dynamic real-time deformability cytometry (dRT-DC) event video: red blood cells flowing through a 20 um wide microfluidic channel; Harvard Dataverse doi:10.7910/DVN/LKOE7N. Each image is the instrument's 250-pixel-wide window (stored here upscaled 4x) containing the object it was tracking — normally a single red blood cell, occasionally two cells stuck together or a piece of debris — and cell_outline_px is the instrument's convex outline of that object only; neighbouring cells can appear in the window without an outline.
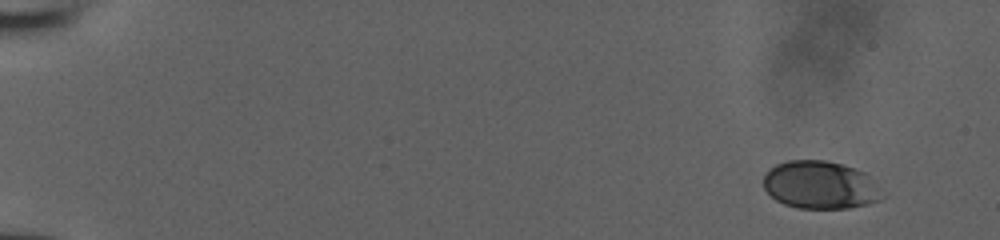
{"species": "human", "species_latin": "Homo sapiens", "temperature_condition": "room temperature", "stored_images_in_passage": 49, "camera_frame_rate_fps": 3000, "um_per_image_px": 0.085, "donor": {"sex": "male"}, "frame": {"image": 1, "passage_image": 1, "time_ms": 0.0, "image_size_px": [1000, 240], "cell_outline_px": [[884, 196], [880, 200], [868, 204], [848, 208], [796, 208], [784, 204], [776, 200], [764, 188], [764, 176], [776, 164], [788, 160], [824, 160], [840, 164], [864, 172]], "centroid_in_image_um": [69.69, 15.73], "position_along_channel_um": 15.3, "area_um2": 32.66}}
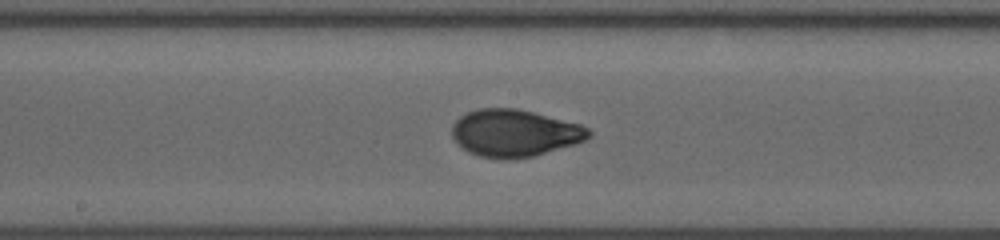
{"frame": {"image": 2, "passage_image": 27, "time_ms": 8.667, "image_size_px": [1000, 240], "cell_outline_px": [[592, 136], [576, 144], [536, 156], [504, 160], [480, 156], [468, 152], [460, 148], [456, 144], [452, 136], [452, 124], [460, 116], [468, 112], [480, 108], [516, 108], [580, 124], [588, 128], [592, 132]], "centroid_in_image_um": [43.72, 11.33], "position_along_channel_um": 204.5, "area_um2": 37.92}}
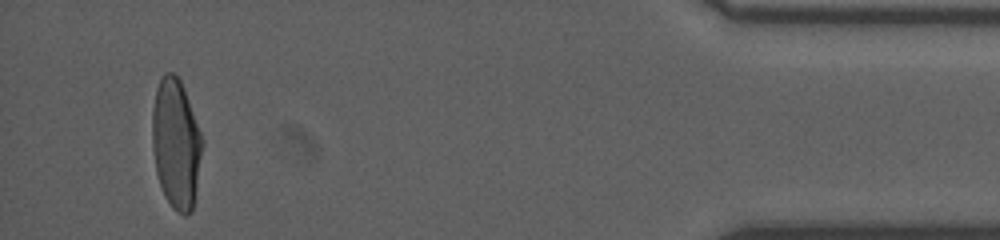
{"frame": {"image": 3, "passage_image": 47, "time_ms": 15.333, "image_size_px": [1000, 240], "cell_outline_px": [[204, 144], [196, 188], [192, 208], [184, 216], [176, 212], [172, 208], [164, 196], [156, 172], [152, 148], [152, 108], [156, 88], [160, 76], [164, 72], [172, 72], [180, 80], [184, 88], [204, 140]], "centroid_in_image_um": [14.95, 12.18], "position_along_channel_um": 420.2, "area_um2": 38.15}}